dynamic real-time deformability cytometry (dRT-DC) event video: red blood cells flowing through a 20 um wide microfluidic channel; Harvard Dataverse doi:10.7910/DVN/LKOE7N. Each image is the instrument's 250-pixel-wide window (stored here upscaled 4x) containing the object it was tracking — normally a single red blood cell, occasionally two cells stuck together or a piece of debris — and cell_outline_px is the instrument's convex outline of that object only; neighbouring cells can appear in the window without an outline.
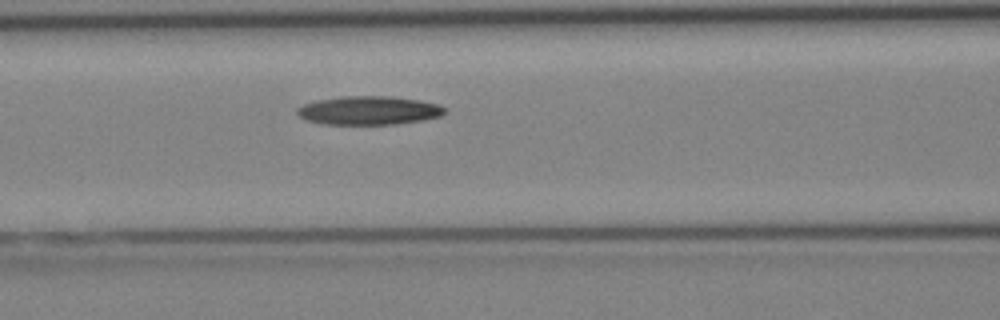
{"species": "Egyptian fruit bat (a non-hibernating species)", "species_latin": "Rousettus aegyptiacus", "temperature_condition": "cold", "stored_images_in_passage": 4, "camera_frame_rate_fps": 3000, "um_per_image_px": 0.085, "animal": {"sex": "female"}, "frame": {"image": 1, "passage_image": 4, "time_ms": 3.667, "image_size_px": [1000, 320], "cell_outline_px": [[448, 112], [440, 116], [424, 120], [392, 124], [324, 124], [304, 120], [296, 112], [296, 108], [304, 104], [320, 100], [340, 96], [388, 96], [420, 100], [440, 104], [448, 108]], "centroid_in_image_um": [31.4, 9.38], "position_along_channel_um": 135.2, "area_um2": 24.8}}